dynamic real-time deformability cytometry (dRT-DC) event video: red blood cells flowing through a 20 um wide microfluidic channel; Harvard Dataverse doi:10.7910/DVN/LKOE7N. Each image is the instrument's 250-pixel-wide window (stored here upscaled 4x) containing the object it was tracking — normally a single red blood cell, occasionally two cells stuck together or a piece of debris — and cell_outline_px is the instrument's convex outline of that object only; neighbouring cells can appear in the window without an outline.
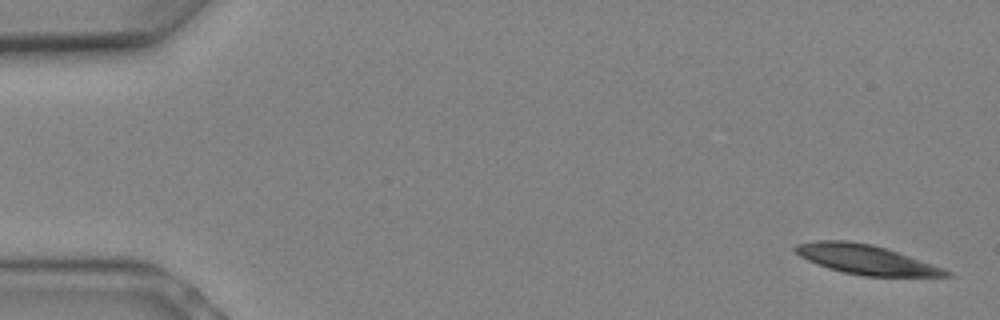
{"species": "Egyptian fruit bat (a non-hibernating species)", "species_latin": "Rousettus aegyptiacus", "temperature_condition": "warm", "stored_images_in_passage": 8, "camera_frame_rate_fps": 3000, "um_per_image_px": 0.085, "animal": {"sex": "female"}, "frame": {"image": 1, "passage_image": 1, "time_ms": 0.0, "image_size_px": [1000, 320], "cell_outline_px": [[952, 276], [864, 276], [844, 272], [828, 268], [816, 264], [800, 256], [792, 248], [796, 244], [816, 240], [848, 240], [872, 244], [944, 268], [952, 272]], "centroid_in_image_um": [73.56, 22.05], "position_along_channel_um": 11.4, "area_um2": 25.66}}
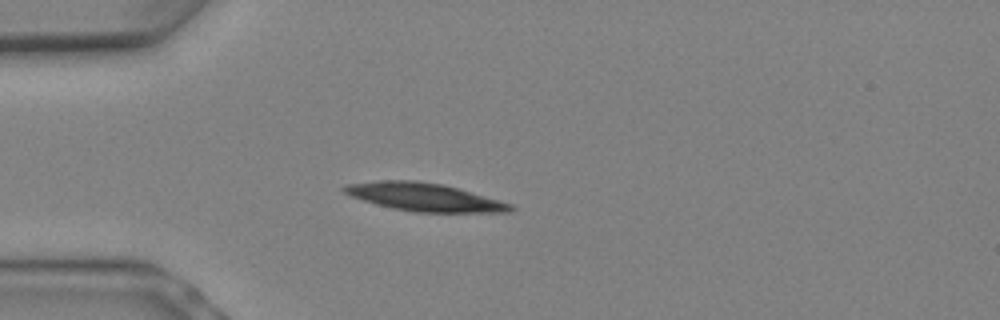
{"frame": {"image": 2, "passage_image": 6, "time_ms": 1.667, "image_size_px": [1000, 320], "cell_outline_px": [[516, 208], [512, 212], [416, 212], [392, 208], [376, 204], [352, 196], [344, 192], [340, 188], [348, 184], [380, 180], [416, 180], [444, 184], [460, 188], [500, 200], [512, 204]], "centroid_in_image_um": [36.12, 16.74], "position_along_channel_um": 48.9, "area_um2": 27.22}}
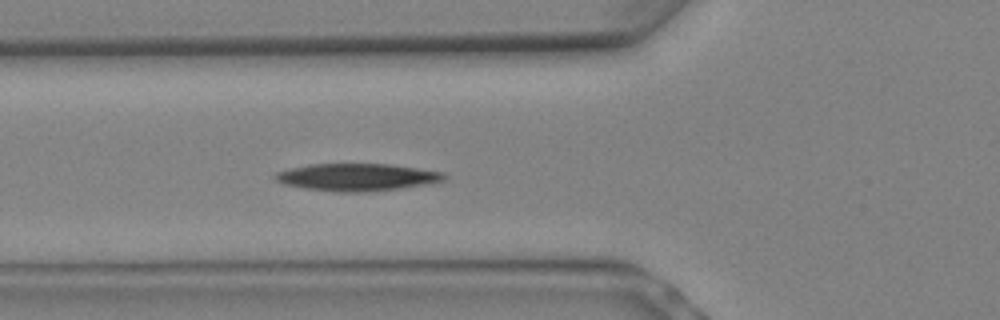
{"frame": {"image": 3, "passage_image": 8, "time_ms": 2.333, "image_size_px": [1000, 320], "cell_outline_px": [[448, 176], [444, 180], [428, 184], [400, 188], [360, 192], [340, 192], [304, 188], [284, 184], [276, 180], [272, 176], [276, 172], [308, 164], [392, 164], [444, 172]], "centroid_in_image_um": [30.36, 15.05], "position_along_channel_um": 95.4, "area_um2": 26.88}}